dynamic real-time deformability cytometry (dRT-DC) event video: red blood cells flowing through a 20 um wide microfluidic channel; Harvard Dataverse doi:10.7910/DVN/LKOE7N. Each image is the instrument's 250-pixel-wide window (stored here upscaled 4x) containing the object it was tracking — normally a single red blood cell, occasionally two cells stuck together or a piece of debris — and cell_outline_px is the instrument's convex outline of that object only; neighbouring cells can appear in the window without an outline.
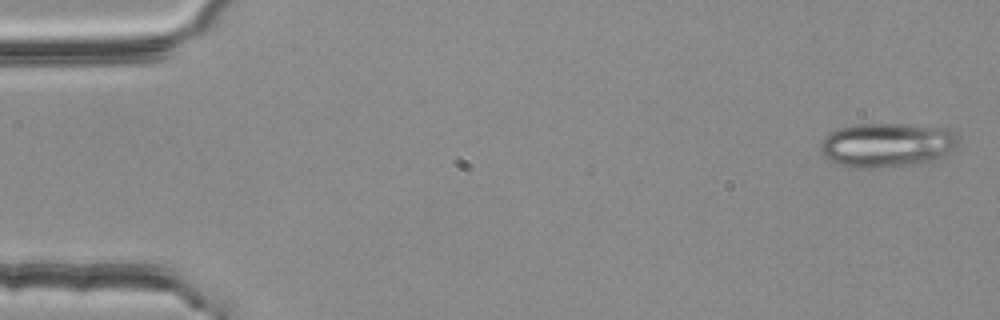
{"species": "common noctule bat (a hibernating species)", "species_latin": "Nyctalus noctula", "temperature_condition": "room temperature", "stored_images_in_passage": 4, "camera_frame_rate_fps": 3000, "um_per_image_px": 0.085, "animal": {"sex": "female", "body_mass_g": 25.1}, "frame": {"image": 1, "passage_image": 1, "time_ms": 0.0, "image_size_px": [1000, 320], "cell_outline_px": [[960, 140], [940, 160], [932, 164], [872, 168], [860, 168], [840, 164], [824, 156], [820, 148], [820, 144], [824, 136], [840, 128], [856, 124], [900, 124], [952, 128], [960, 136]], "centroid_in_image_um": [75.5, 12.33], "position_along_channel_um": 9.5, "area_um2": 36.18}}